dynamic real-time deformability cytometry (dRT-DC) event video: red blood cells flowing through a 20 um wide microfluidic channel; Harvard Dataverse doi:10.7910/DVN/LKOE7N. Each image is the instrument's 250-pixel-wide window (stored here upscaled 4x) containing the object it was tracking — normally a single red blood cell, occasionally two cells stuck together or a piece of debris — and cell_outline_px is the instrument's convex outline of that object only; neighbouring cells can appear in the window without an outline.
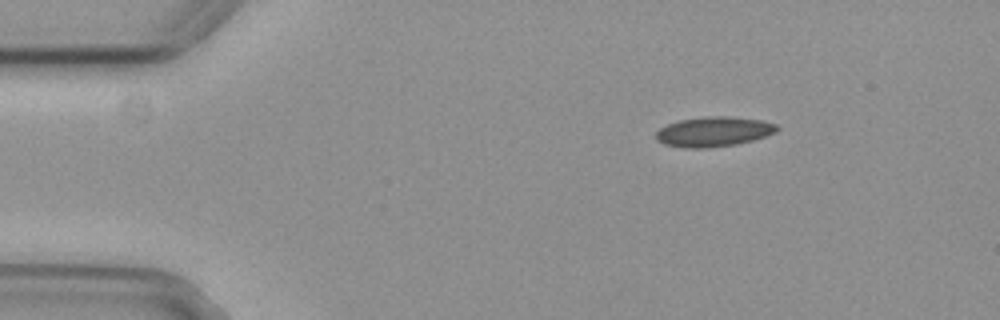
{"species": "common noctule bat (a hibernating species)", "species_latin": "Nyctalus noctula", "temperature_condition": "cold", "stored_images_in_passage": 48, "camera_frame_rate_fps": 3000, "um_per_image_px": 0.085, "animal": {"sex": "female", "body_mass_g": 29.2, "forearm_length_mm": 56.3}, "frame": {"image": 1, "passage_image": 1, "time_ms": 0.0, "image_size_px": [1000, 320], "cell_outline_px": [[780, 128], [776, 132], [752, 140], [736, 144], [704, 148], [684, 148], [664, 144], [656, 140], [656, 132], [660, 128], [668, 124], [680, 120], [704, 116], [728, 116], [760, 120], [776, 124]], "centroid_in_image_um": [60.64, 11.19], "position_along_channel_um": 24.4, "area_um2": 20.98}}
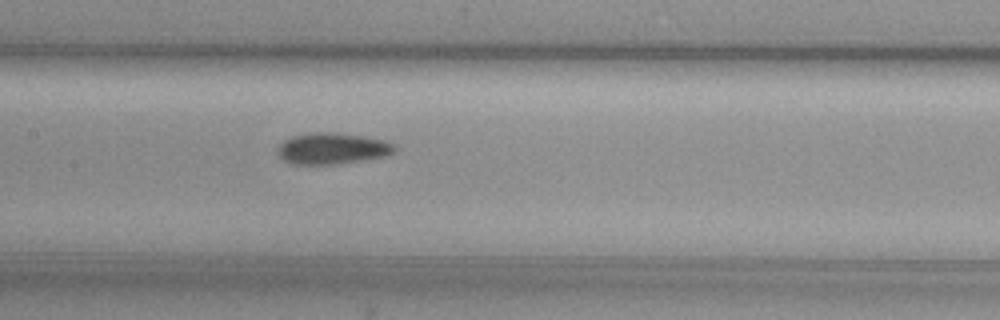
{"frame": {"image": 2, "passage_image": 19, "time_ms": 6.0, "image_size_px": [1000, 320], "cell_outline_px": [[396, 152], [388, 156], [336, 164], [292, 164], [284, 160], [276, 152], [276, 148], [284, 140], [292, 136], [312, 132], [336, 132], [384, 140], [392, 144], [396, 148]], "centroid_in_image_um": [28.23, 12.62], "position_along_channel_um": 179.2, "area_um2": 21.39}}
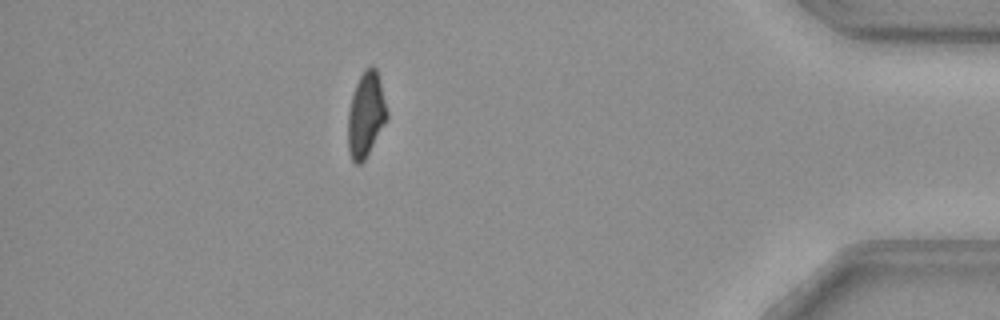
{"frame": {"image": 3, "passage_image": 41, "time_ms": 13.333, "image_size_px": [1000, 320], "cell_outline_px": [[388, 116], [364, 160], [360, 164], [356, 164], [352, 160], [348, 152], [348, 112], [352, 96], [356, 84], [360, 76], [372, 64], [376, 68], [380, 80], [388, 112]], "centroid_in_image_um": [31.09, 9.75], "position_along_channel_um": 404.1, "area_um2": 18.96}}